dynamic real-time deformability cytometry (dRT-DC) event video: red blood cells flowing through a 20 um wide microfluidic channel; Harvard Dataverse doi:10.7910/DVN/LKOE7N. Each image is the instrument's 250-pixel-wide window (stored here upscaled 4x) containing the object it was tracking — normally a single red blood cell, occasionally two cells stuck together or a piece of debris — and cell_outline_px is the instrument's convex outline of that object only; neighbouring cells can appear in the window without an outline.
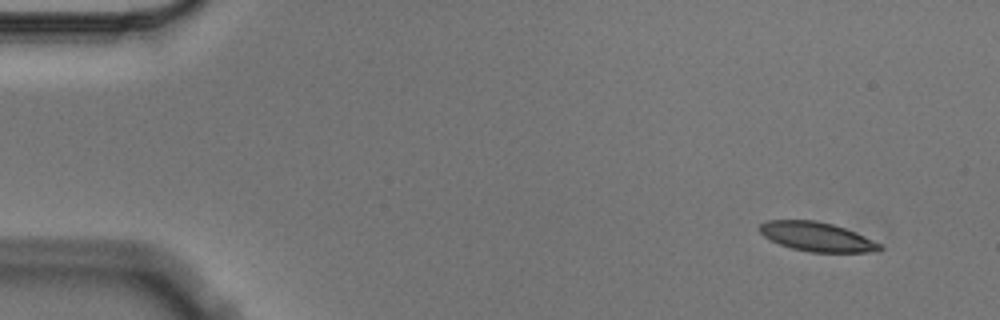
{"species": "Egyptian fruit bat (a non-hibernating species)", "species_latin": "Rousettus aegyptiacus", "temperature_condition": "cold", "stored_images_in_passage": 5, "camera_frame_rate_fps": 3000, "um_per_image_px": 0.085, "animal": {"sex": "male"}, "frame": {"image": 1, "passage_image": 1, "time_ms": 0.0, "image_size_px": [1000, 320], "cell_outline_px": [[884, 248], [868, 252], [808, 252], [792, 248], [780, 244], [764, 236], [760, 232], [760, 224], [768, 220], [816, 220], [832, 224], [856, 232], [880, 244]], "centroid_in_image_um": [69.42, 20.12], "position_along_channel_um": 15.6, "area_um2": 20.17}}
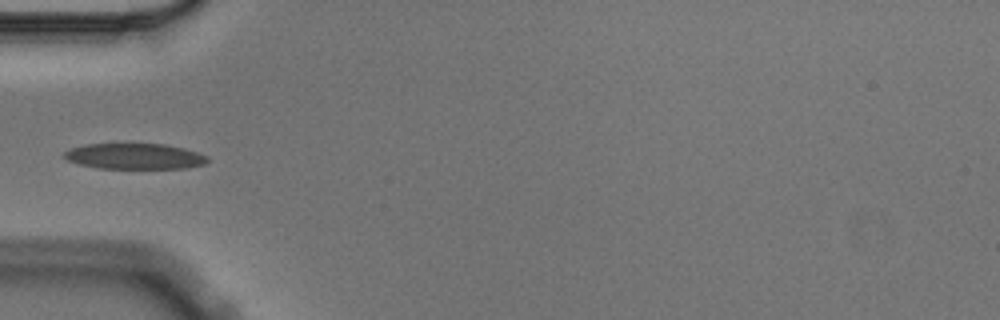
{"frame": {"image": 2, "passage_image": 5, "time_ms": 1.333, "image_size_px": [1000, 320], "cell_outline_px": [[208, 160], [204, 164], [184, 168], [96, 168], [80, 164], [68, 160], [64, 156], [64, 152], [72, 148], [84, 144], [132, 140], [164, 144], [184, 148], [208, 156]], "centroid_in_image_um": [11.41, 13.22], "position_along_channel_um": 73.6, "area_um2": 22.43}}